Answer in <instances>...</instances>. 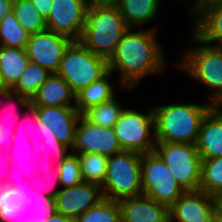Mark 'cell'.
I'll return each instance as SVG.
<instances>
[{
    "instance_id": "cb8c5ba5",
    "label": "cell",
    "mask_w": 222,
    "mask_h": 222,
    "mask_svg": "<svg viewBox=\"0 0 222 222\" xmlns=\"http://www.w3.org/2000/svg\"><path fill=\"white\" fill-rule=\"evenodd\" d=\"M11 10L30 35L47 29L45 18L37 11L31 0H12Z\"/></svg>"
},
{
    "instance_id": "8992f818",
    "label": "cell",
    "mask_w": 222,
    "mask_h": 222,
    "mask_svg": "<svg viewBox=\"0 0 222 222\" xmlns=\"http://www.w3.org/2000/svg\"><path fill=\"white\" fill-rule=\"evenodd\" d=\"M102 191L117 200L142 195L140 153L122 150L108 157Z\"/></svg>"
},
{
    "instance_id": "e0dca14e",
    "label": "cell",
    "mask_w": 222,
    "mask_h": 222,
    "mask_svg": "<svg viewBox=\"0 0 222 222\" xmlns=\"http://www.w3.org/2000/svg\"><path fill=\"white\" fill-rule=\"evenodd\" d=\"M122 222H170L169 207L145 195L118 201Z\"/></svg>"
},
{
    "instance_id": "8fae6325",
    "label": "cell",
    "mask_w": 222,
    "mask_h": 222,
    "mask_svg": "<svg viewBox=\"0 0 222 222\" xmlns=\"http://www.w3.org/2000/svg\"><path fill=\"white\" fill-rule=\"evenodd\" d=\"M71 42L70 38L46 29L31 34L25 50L30 62L38 64L50 73H56L64 51Z\"/></svg>"
},
{
    "instance_id": "836d02e7",
    "label": "cell",
    "mask_w": 222,
    "mask_h": 222,
    "mask_svg": "<svg viewBox=\"0 0 222 222\" xmlns=\"http://www.w3.org/2000/svg\"><path fill=\"white\" fill-rule=\"evenodd\" d=\"M0 222H22L17 203L3 185H0Z\"/></svg>"
},
{
    "instance_id": "ee69618b",
    "label": "cell",
    "mask_w": 222,
    "mask_h": 222,
    "mask_svg": "<svg viewBox=\"0 0 222 222\" xmlns=\"http://www.w3.org/2000/svg\"><path fill=\"white\" fill-rule=\"evenodd\" d=\"M218 212L222 214V195L217 197Z\"/></svg>"
},
{
    "instance_id": "d590c367",
    "label": "cell",
    "mask_w": 222,
    "mask_h": 222,
    "mask_svg": "<svg viewBox=\"0 0 222 222\" xmlns=\"http://www.w3.org/2000/svg\"><path fill=\"white\" fill-rule=\"evenodd\" d=\"M26 110L25 111H23V113H22V117H21V119L19 120V122H17V125H18V123L22 126L23 124V122H25L26 121V123L28 122V124L29 123H31L32 124V126H33V128L32 129H36V131L38 132L37 134L38 135H36L35 133V129L33 130L35 133H34V136L35 137H37V136H39L40 135V139H41V125H42V122L40 121V119H39V116H38V114H37V112H36V106L35 105H33L31 102L29 103V105L25 108ZM26 113V114H25ZM30 115L31 116V118H26V116L25 115ZM30 119H32V120H30V121H32V122H29V120ZM26 124V126H25V128L26 129H29L30 127H31V124ZM20 126V127H21ZM20 127H16V129L14 130L15 132H14V134H19L20 132V134H22V135H24L25 133H22V131H20ZM23 127V126H22ZM25 130V129H24ZM23 130V131H24ZM35 137H33V140H32V142H31V144H33L32 145V147H33V150H34V147H36L35 149H37L38 150V152L40 153V144H38L37 143V146H36V144H34L35 143V141L37 142V141H39V140H35L34 138ZM38 139V138H37ZM40 142V141H39ZM38 152H35V153H38Z\"/></svg>"
},
{
    "instance_id": "5b68a950",
    "label": "cell",
    "mask_w": 222,
    "mask_h": 222,
    "mask_svg": "<svg viewBox=\"0 0 222 222\" xmlns=\"http://www.w3.org/2000/svg\"><path fill=\"white\" fill-rule=\"evenodd\" d=\"M109 71L108 60L95 55L80 41H72L65 49L57 75L76 94Z\"/></svg>"
},
{
    "instance_id": "7dc6e473",
    "label": "cell",
    "mask_w": 222,
    "mask_h": 222,
    "mask_svg": "<svg viewBox=\"0 0 222 222\" xmlns=\"http://www.w3.org/2000/svg\"><path fill=\"white\" fill-rule=\"evenodd\" d=\"M7 88L4 86V83H3V78H2V75H1V72H0V92L3 91V90H6Z\"/></svg>"
},
{
    "instance_id": "44dd1931",
    "label": "cell",
    "mask_w": 222,
    "mask_h": 222,
    "mask_svg": "<svg viewBox=\"0 0 222 222\" xmlns=\"http://www.w3.org/2000/svg\"><path fill=\"white\" fill-rule=\"evenodd\" d=\"M112 76L113 73L108 71L103 77L75 94V107L81 115L89 108L97 106L115 96L116 89L109 80Z\"/></svg>"
},
{
    "instance_id": "5bb4252c",
    "label": "cell",
    "mask_w": 222,
    "mask_h": 222,
    "mask_svg": "<svg viewBox=\"0 0 222 222\" xmlns=\"http://www.w3.org/2000/svg\"><path fill=\"white\" fill-rule=\"evenodd\" d=\"M104 198L102 187L82 182L69 188H60L57 196L48 205L56 213L77 219L86 210L98 204Z\"/></svg>"
},
{
    "instance_id": "d6986e66",
    "label": "cell",
    "mask_w": 222,
    "mask_h": 222,
    "mask_svg": "<svg viewBox=\"0 0 222 222\" xmlns=\"http://www.w3.org/2000/svg\"><path fill=\"white\" fill-rule=\"evenodd\" d=\"M30 101L35 106L75 107V93L62 77L51 73Z\"/></svg>"
},
{
    "instance_id": "7402d4cb",
    "label": "cell",
    "mask_w": 222,
    "mask_h": 222,
    "mask_svg": "<svg viewBox=\"0 0 222 222\" xmlns=\"http://www.w3.org/2000/svg\"><path fill=\"white\" fill-rule=\"evenodd\" d=\"M29 63L25 48L0 46V72L7 89L17 83Z\"/></svg>"
},
{
    "instance_id": "f1b7e54d",
    "label": "cell",
    "mask_w": 222,
    "mask_h": 222,
    "mask_svg": "<svg viewBox=\"0 0 222 222\" xmlns=\"http://www.w3.org/2000/svg\"><path fill=\"white\" fill-rule=\"evenodd\" d=\"M50 75L48 70L30 62L11 90L25 95L31 100Z\"/></svg>"
},
{
    "instance_id": "d4e9b609",
    "label": "cell",
    "mask_w": 222,
    "mask_h": 222,
    "mask_svg": "<svg viewBox=\"0 0 222 222\" xmlns=\"http://www.w3.org/2000/svg\"><path fill=\"white\" fill-rule=\"evenodd\" d=\"M30 33L27 32L19 23L10 9L0 19V46L25 48Z\"/></svg>"
},
{
    "instance_id": "d6a6232c",
    "label": "cell",
    "mask_w": 222,
    "mask_h": 222,
    "mask_svg": "<svg viewBox=\"0 0 222 222\" xmlns=\"http://www.w3.org/2000/svg\"><path fill=\"white\" fill-rule=\"evenodd\" d=\"M23 222H74L73 219L56 213L48 206L31 208L22 216Z\"/></svg>"
},
{
    "instance_id": "7c38bea8",
    "label": "cell",
    "mask_w": 222,
    "mask_h": 222,
    "mask_svg": "<svg viewBox=\"0 0 222 222\" xmlns=\"http://www.w3.org/2000/svg\"><path fill=\"white\" fill-rule=\"evenodd\" d=\"M85 0H54L45 19L46 28L62 34L72 41H79L87 14Z\"/></svg>"
},
{
    "instance_id": "83f0119b",
    "label": "cell",
    "mask_w": 222,
    "mask_h": 222,
    "mask_svg": "<svg viewBox=\"0 0 222 222\" xmlns=\"http://www.w3.org/2000/svg\"><path fill=\"white\" fill-rule=\"evenodd\" d=\"M83 182L103 186L106 177L108 156L96 153L77 154Z\"/></svg>"
},
{
    "instance_id": "ba28073f",
    "label": "cell",
    "mask_w": 222,
    "mask_h": 222,
    "mask_svg": "<svg viewBox=\"0 0 222 222\" xmlns=\"http://www.w3.org/2000/svg\"><path fill=\"white\" fill-rule=\"evenodd\" d=\"M144 113L124 108L113 126L121 150L140 154L154 151L156 142L152 107Z\"/></svg>"
},
{
    "instance_id": "ab89813d",
    "label": "cell",
    "mask_w": 222,
    "mask_h": 222,
    "mask_svg": "<svg viewBox=\"0 0 222 222\" xmlns=\"http://www.w3.org/2000/svg\"><path fill=\"white\" fill-rule=\"evenodd\" d=\"M87 8L118 7L120 0H85Z\"/></svg>"
},
{
    "instance_id": "484cf974",
    "label": "cell",
    "mask_w": 222,
    "mask_h": 222,
    "mask_svg": "<svg viewBox=\"0 0 222 222\" xmlns=\"http://www.w3.org/2000/svg\"><path fill=\"white\" fill-rule=\"evenodd\" d=\"M124 108L116 99V95L101 104L86 110L82 116L91 124L113 128Z\"/></svg>"
},
{
    "instance_id": "30bf717a",
    "label": "cell",
    "mask_w": 222,
    "mask_h": 222,
    "mask_svg": "<svg viewBox=\"0 0 222 222\" xmlns=\"http://www.w3.org/2000/svg\"><path fill=\"white\" fill-rule=\"evenodd\" d=\"M41 125V139L58 140L71 149L75 142V129L81 116L76 107L36 106Z\"/></svg>"
},
{
    "instance_id": "ffe728a7",
    "label": "cell",
    "mask_w": 222,
    "mask_h": 222,
    "mask_svg": "<svg viewBox=\"0 0 222 222\" xmlns=\"http://www.w3.org/2000/svg\"><path fill=\"white\" fill-rule=\"evenodd\" d=\"M160 0H120L118 8L124 22L139 29L158 18Z\"/></svg>"
},
{
    "instance_id": "9a60e30c",
    "label": "cell",
    "mask_w": 222,
    "mask_h": 222,
    "mask_svg": "<svg viewBox=\"0 0 222 222\" xmlns=\"http://www.w3.org/2000/svg\"><path fill=\"white\" fill-rule=\"evenodd\" d=\"M217 212V198L202 190L185 191L169 208L170 222H211Z\"/></svg>"
},
{
    "instance_id": "60d3db41",
    "label": "cell",
    "mask_w": 222,
    "mask_h": 222,
    "mask_svg": "<svg viewBox=\"0 0 222 222\" xmlns=\"http://www.w3.org/2000/svg\"><path fill=\"white\" fill-rule=\"evenodd\" d=\"M12 0H0V19L11 9Z\"/></svg>"
},
{
    "instance_id": "74e56055",
    "label": "cell",
    "mask_w": 222,
    "mask_h": 222,
    "mask_svg": "<svg viewBox=\"0 0 222 222\" xmlns=\"http://www.w3.org/2000/svg\"><path fill=\"white\" fill-rule=\"evenodd\" d=\"M69 149V147L60 143L58 140H42L40 143V154L42 153L47 155L48 157L46 156L45 158L48 159L49 156L53 153L55 157L53 161H55L56 166H58L68 156L70 153L68 152Z\"/></svg>"
},
{
    "instance_id": "8d00e7d4",
    "label": "cell",
    "mask_w": 222,
    "mask_h": 222,
    "mask_svg": "<svg viewBox=\"0 0 222 222\" xmlns=\"http://www.w3.org/2000/svg\"><path fill=\"white\" fill-rule=\"evenodd\" d=\"M16 173V171H14ZM14 172H8L7 174V181H6V189L8 191L9 196L19 205L26 197L28 194V189L29 186H25L23 184V180L18 178H15ZM17 175H21L22 178V173H16ZM18 179V180H17ZM20 179V180H19ZM22 181V182H21Z\"/></svg>"
},
{
    "instance_id": "bcb514c9",
    "label": "cell",
    "mask_w": 222,
    "mask_h": 222,
    "mask_svg": "<svg viewBox=\"0 0 222 222\" xmlns=\"http://www.w3.org/2000/svg\"><path fill=\"white\" fill-rule=\"evenodd\" d=\"M43 159V158H42ZM41 161V160H40ZM45 162H47L45 165H42L43 167H41V168H43V171H46V170H51L54 166H52L50 163H48V161H45ZM42 170V169H41Z\"/></svg>"
},
{
    "instance_id": "4316f807",
    "label": "cell",
    "mask_w": 222,
    "mask_h": 222,
    "mask_svg": "<svg viewBox=\"0 0 222 222\" xmlns=\"http://www.w3.org/2000/svg\"><path fill=\"white\" fill-rule=\"evenodd\" d=\"M199 190L216 198L222 195V157L202 159Z\"/></svg>"
},
{
    "instance_id": "6da1fadb",
    "label": "cell",
    "mask_w": 222,
    "mask_h": 222,
    "mask_svg": "<svg viewBox=\"0 0 222 222\" xmlns=\"http://www.w3.org/2000/svg\"><path fill=\"white\" fill-rule=\"evenodd\" d=\"M157 26L134 32L129 28L108 61L109 71L119 73L121 89L133 90L140 80L163 72L166 67L163 48L158 41Z\"/></svg>"
},
{
    "instance_id": "3957f363",
    "label": "cell",
    "mask_w": 222,
    "mask_h": 222,
    "mask_svg": "<svg viewBox=\"0 0 222 222\" xmlns=\"http://www.w3.org/2000/svg\"><path fill=\"white\" fill-rule=\"evenodd\" d=\"M192 34L189 45L199 46L184 49L176 67L209 89V103L222 106V46L208 44L193 31Z\"/></svg>"
},
{
    "instance_id": "603a6c76",
    "label": "cell",
    "mask_w": 222,
    "mask_h": 222,
    "mask_svg": "<svg viewBox=\"0 0 222 222\" xmlns=\"http://www.w3.org/2000/svg\"><path fill=\"white\" fill-rule=\"evenodd\" d=\"M43 172H45L46 175L49 174L48 176L53 177L52 179H54V180H52L51 177H49L50 179L47 180L48 184L46 182L47 186H43V184H45V182H43V179H40L42 181L39 183H41L42 186L44 187V188H42L43 190L41 188H39V187H41L39 185L33 186V184H32V186L29 187L27 197L18 205L19 213L22 216L27 211H29L31 208L39 207V206H48L54 200V198L57 196V193L60 191V189L56 190V187H55V186L60 187L59 167L56 166L54 163V167L51 170H46ZM51 180L54 182H52ZM44 181H46V180H44ZM46 187H48V189Z\"/></svg>"
},
{
    "instance_id": "7bdbcfd3",
    "label": "cell",
    "mask_w": 222,
    "mask_h": 222,
    "mask_svg": "<svg viewBox=\"0 0 222 222\" xmlns=\"http://www.w3.org/2000/svg\"><path fill=\"white\" fill-rule=\"evenodd\" d=\"M8 143V141L4 138L3 135L0 134V149L3 150L4 146Z\"/></svg>"
},
{
    "instance_id": "e575fe53",
    "label": "cell",
    "mask_w": 222,
    "mask_h": 222,
    "mask_svg": "<svg viewBox=\"0 0 222 222\" xmlns=\"http://www.w3.org/2000/svg\"><path fill=\"white\" fill-rule=\"evenodd\" d=\"M19 134H13V137H12V139L10 140V143H8L9 144V146L11 145V143H16V145L18 144L17 143V139L19 138V136H18ZM22 135V134H21ZM20 135V136H21ZM21 138H23V139H20V141L22 140L23 142L21 143V145H22V148L23 147H26V142L29 140V137H27L26 135H22L21 136ZM24 139H25V141H24ZM20 145V146H21ZM29 149H30V151H29V149H28V147H26V151H27V149H28V151L29 152H32L33 151V153L35 152V149L33 150V148H32V144H31V141L29 142ZM21 148V147H20ZM32 149V150H31ZM19 151V149H17V150H14L13 152L14 153H12V155H10V154H8V155H6V162L3 164L4 166H5V164H6V167H9V168H11V167H13L12 166V164H14L16 161H18V163H16V164H14L15 165V167L17 166V165H19L20 163L22 164V163H24V162H22V160L23 161H25V163L26 162H29V161H31L30 159H31V157L33 158V153H29L28 152V154H27V152L26 151H24L25 152V154L22 152V153H20V151ZM19 153V154H18ZM23 156H22V155ZM18 158V159H17ZM15 159H16V161H15ZM21 159V160H20ZM24 163V164H25ZM30 163H32V162H30ZM29 164V163H28ZM23 165V164H22ZM22 165H19V167L17 168L18 169V172L19 173H22L23 174V169H25V167H23ZM28 166V165H27ZM30 166V165H29ZM29 166H28V168H29ZM32 168V167H31ZM15 169V168H14ZM14 169H13V171H14ZM17 171V170H16ZM29 171V170H28ZM31 173V172H30ZM29 173V174H30ZM30 176L28 175V178H29Z\"/></svg>"
},
{
    "instance_id": "b9f144b4",
    "label": "cell",
    "mask_w": 222,
    "mask_h": 222,
    "mask_svg": "<svg viewBox=\"0 0 222 222\" xmlns=\"http://www.w3.org/2000/svg\"><path fill=\"white\" fill-rule=\"evenodd\" d=\"M211 222H222V214L217 212Z\"/></svg>"
},
{
    "instance_id": "4dcf8cb0",
    "label": "cell",
    "mask_w": 222,
    "mask_h": 222,
    "mask_svg": "<svg viewBox=\"0 0 222 222\" xmlns=\"http://www.w3.org/2000/svg\"><path fill=\"white\" fill-rule=\"evenodd\" d=\"M60 188H69L83 182L78 155L70 152L58 165Z\"/></svg>"
},
{
    "instance_id": "9c48e42d",
    "label": "cell",
    "mask_w": 222,
    "mask_h": 222,
    "mask_svg": "<svg viewBox=\"0 0 222 222\" xmlns=\"http://www.w3.org/2000/svg\"><path fill=\"white\" fill-rule=\"evenodd\" d=\"M154 151L185 191L199 190L202 159L196 144L156 143Z\"/></svg>"
},
{
    "instance_id": "7a4b0ae2",
    "label": "cell",
    "mask_w": 222,
    "mask_h": 222,
    "mask_svg": "<svg viewBox=\"0 0 222 222\" xmlns=\"http://www.w3.org/2000/svg\"><path fill=\"white\" fill-rule=\"evenodd\" d=\"M211 103L176 102L152 107L156 143L196 144L201 122Z\"/></svg>"
},
{
    "instance_id": "f6af8a7d",
    "label": "cell",
    "mask_w": 222,
    "mask_h": 222,
    "mask_svg": "<svg viewBox=\"0 0 222 222\" xmlns=\"http://www.w3.org/2000/svg\"><path fill=\"white\" fill-rule=\"evenodd\" d=\"M0 153H1V150H0ZM0 160H1V158H0ZM0 166H1V164H0ZM4 171V170H3ZM5 173V172H4ZM2 175H0V176H2V177H0V185H3V186H6V181H7V177L3 174V173H1Z\"/></svg>"
},
{
    "instance_id": "4fadbf2b",
    "label": "cell",
    "mask_w": 222,
    "mask_h": 222,
    "mask_svg": "<svg viewBox=\"0 0 222 222\" xmlns=\"http://www.w3.org/2000/svg\"><path fill=\"white\" fill-rule=\"evenodd\" d=\"M121 151L113 128L91 124L80 116L75 129L72 153H96L109 157Z\"/></svg>"
},
{
    "instance_id": "52a82bcc",
    "label": "cell",
    "mask_w": 222,
    "mask_h": 222,
    "mask_svg": "<svg viewBox=\"0 0 222 222\" xmlns=\"http://www.w3.org/2000/svg\"><path fill=\"white\" fill-rule=\"evenodd\" d=\"M142 194L169 208L185 192L155 152L140 154Z\"/></svg>"
},
{
    "instance_id": "2e32d148",
    "label": "cell",
    "mask_w": 222,
    "mask_h": 222,
    "mask_svg": "<svg viewBox=\"0 0 222 222\" xmlns=\"http://www.w3.org/2000/svg\"><path fill=\"white\" fill-rule=\"evenodd\" d=\"M188 10L193 32L204 42L222 46V1L194 0Z\"/></svg>"
},
{
    "instance_id": "ac0fdd59",
    "label": "cell",
    "mask_w": 222,
    "mask_h": 222,
    "mask_svg": "<svg viewBox=\"0 0 222 222\" xmlns=\"http://www.w3.org/2000/svg\"><path fill=\"white\" fill-rule=\"evenodd\" d=\"M196 147L201 159L222 157V106H213L204 116Z\"/></svg>"
},
{
    "instance_id": "f35d334b",
    "label": "cell",
    "mask_w": 222,
    "mask_h": 222,
    "mask_svg": "<svg viewBox=\"0 0 222 222\" xmlns=\"http://www.w3.org/2000/svg\"><path fill=\"white\" fill-rule=\"evenodd\" d=\"M37 11L46 19L51 11L54 0H31Z\"/></svg>"
},
{
    "instance_id": "277c9868",
    "label": "cell",
    "mask_w": 222,
    "mask_h": 222,
    "mask_svg": "<svg viewBox=\"0 0 222 222\" xmlns=\"http://www.w3.org/2000/svg\"><path fill=\"white\" fill-rule=\"evenodd\" d=\"M130 27L118 7L88 8L80 42L108 61Z\"/></svg>"
},
{
    "instance_id": "f546056e",
    "label": "cell",
    "mask_w": 222,
    "mask_h": 222,
    "mask_svg": "<svg viewBox=\"0 0 222 222\" xmlns=\"http://www.w3.org/2000/svg\"><path fill=\"white\" fill-rule=\"evenodd\" d=\"M74 222H122L119 203L117 200L103 198Z\"/></svg>"
},
{
    "instance_id": "1f68e13d",
    "label": "cell",
    "mask_w": 222,
    "mask_h": 222,
    "mask_svg": "<svg viewBox=\"0 0 222 222\" xmlns=\"http://www.w3.org/2000/svg\"><path fill=\"white\" fill-rule=\"evenodd\" d=\"M0 98H2V99H4L3 101L4 102H6V101H8V102H10V103H12L13 102V104L14 103H17V105H19L18 107H22L23 108V110H24V108H26L28 105H29V103L31 102L30 101V99L28 98V97H26L25 95H21V94H19L18 92H15V91H13V90H11V89H6V90H3V91H1L0 92ZM15 99V100H14ZM16 101V102H15ZM14 105H16V104H14ZM14 108V107H13ZM11 109V108H10ZM12 110H15V109H12ZM16 111V110H15ZM12 113H13V111H12ZM10 116V115H9ZM16 116V115H15ZM11 117H12V114H11ZM17 118H16V120L17 121H19L20 119H21V117H22V112H20L19 114H17V116H16ZM6 119V118H5ZM6 120H8V119H6ZM5 120V121H6ZM13 123V122H12ZM6 124V125H5ZM4 124V120L2 121H0V134L1 135H3L4 136V138L7 140V141H9V140H11L12 139V137H13V134H14V132H13V130L12 129H10V127H8L7 125V123H5ZM12 128V127H11Z\"/></svg>"
}]
</instances>
